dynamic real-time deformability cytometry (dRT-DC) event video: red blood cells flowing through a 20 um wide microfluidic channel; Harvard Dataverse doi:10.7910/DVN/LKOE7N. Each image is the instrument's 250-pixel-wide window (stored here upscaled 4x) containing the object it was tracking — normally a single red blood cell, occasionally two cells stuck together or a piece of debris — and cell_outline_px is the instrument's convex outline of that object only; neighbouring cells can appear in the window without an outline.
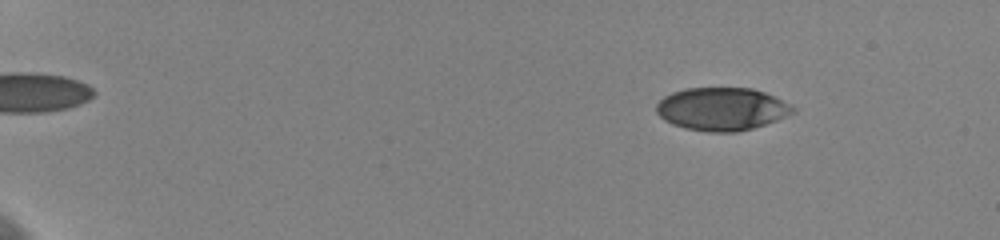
{"species": "human", "species_latin": "Homo sapiens", "temperature_condition": "cold", "stored_images_in_passage": 59, "camera_frame_rate_fps": 3000, "um_per_image_px": 0.085, "donor": {"sex": "female"}, "frame": {"image": 1, "passage_image": 9, "time_ms": 2.667, "image_size_px": [1000, 240], "cell_outline_px": [[796, 112], [776, 120], [752, 128], [736, 132], [708, 132], [684, 128], [672, 124], [664, 120], [656, 112], [656, 104], [664, 96], [672, 92], [684, 88], [752, 88], [764, 92], [792, 104], [796, 108]], "centroid_in_image_um": [61.35, 9.26], "position_along_channel_um": 23.7, "area_um2": 34.28}}
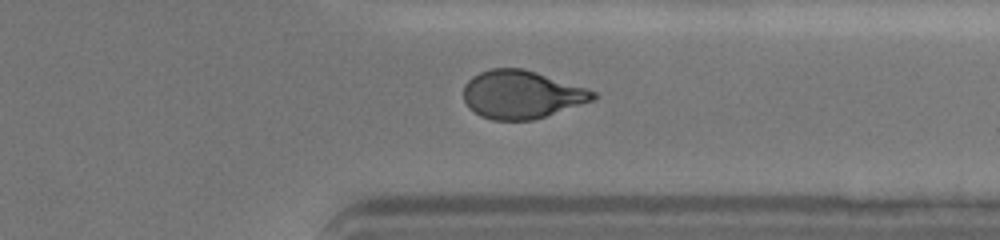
{"frame": {"image": 2, "passage_image": 49, "time_ms": 16.0, "image_size_px": [1000, 240], "cell_outline_px": [[600, 96], [596, 100], [532, 120], [492, 120], [480, 116], [468, 108], [464, 100], [464, 84], [472, 76], [480, 72], [492, 68], [524, 68], [596, 92]], "centroid_in_image_um": [44.32, 8.04], "position_along_channel_um": 367.1, "area_um2": 36.3}}
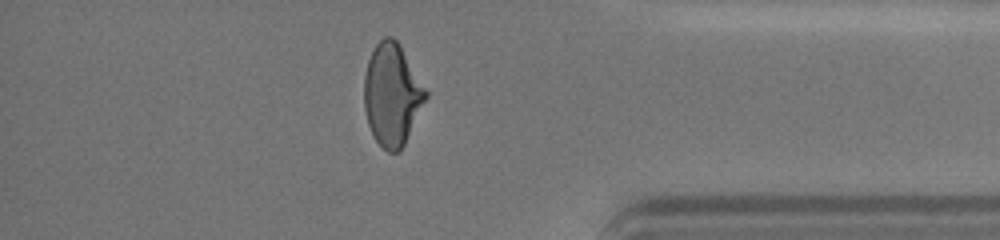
{"frame": {"image": 3, "passage_image": 53, "time_ms": 17.333, "image_size_px": [1000, 240], "cell_outline_px": [[428, 96], [400, 152], [388, 152], [376, 140], [368, 124], [364, 108], [364, 76], [368, 60], [376, 44], [384, 36], [392, 36], [396, 40], [428, 92]], "centroid_in_image_um": [33.31, 8.05], "position_along_channel_um": 401.9, "area_um2": 36.18}, "authors_computed_cell_mechanics": {"area_um2": 36.0672, "velocity_mm_per_s": 3.5951, "shape_relaxation_time_tau1_ms": 4.29, "shape_relaxation_time_tau2_ms": 1.8391, "deformation_change_tau1": 0.1761, "deformation_change_tau2": 0.0847}}